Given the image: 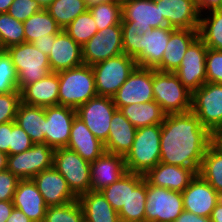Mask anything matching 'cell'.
I'll use <instances>...</instances> for the list:
<instances>
[{"label": "cell", "instance_id": "cell-29", "mask_svg": "<svg viewBox=\"0 0 222 222\" xmlns=\"http://www.w3.org/2000/svg\"><path fill=\"white\" fill-rule=\"evenodd\" d=\"M146 180L129 172V199L118 212L121 222H145Z\"/></svg>", "mask_w": 222, "mask_h": 222}, {"label": "cell", "instance_id": "cell-18", "mask_svg": "<svg viewBox=\"0 0 222 222\" xmlns=\"http://www.w3.org/2000/svg\"><path fill=\"white\" fill-rule=\"evenodd\" d=\"M185 211L209 218L212 210L222 198L199 174L182 191Z\"/></svg>", "mask_w": 222, "mask_h": 222}, {"label": "cell", "instance_id": "cell-38", "mask_svg": "<svg viewBox=\"0 0 222 222\" xmlns=\"http://www.w3.org/2000/svg\"><path fill=\"white\" fill-rule=\"evenodd\" d=\"M88 10L93 16L98 31L121 24L122 4L118 0L97 4L91 6Z\"/></svg>", "mask_w": 222, "mask_h": 222}, {"label": "cell", "instance_id": "cell-14", "mask_svg": "<svg viewBox=\"0 0 222 222\" xmlns=\"http://www.w3.org/2000/svg\"><path fill=\"white\" fill-rule=\"evenodd\" d=\"M120 54H123L121 24L98 31L82 46L83 63L90 66Z\"/></svg>", "mask_w": 222, "mask_h": 222}, {"label": "cell", "instance_id": "cell-42", "mask_svg": "<svg viewBox=\"0 0 222 222\" xmlns=\"http://www.w3.org/2000/svg\"><path fill=\"white\" fill-rule=\"evenodd\" d=\"M18 90V74L6 50H0V94Z\"/></svg>", "mask_w": 222, "mask_h": 222}, {"label": "cell", "instance_id": "cell-55", "mask_svg": "<svg viewBox=\"0 0 222 222\" xmlns=\"http://www.w3.org/2000/svg\"><path fill=\"white\" fill-rule=\"evenodd\" d=\"M211 222H222V198L216 204L210 215Z\"/></svg>", "mask_w": 222, "mask_h": 222}, {"label": "cell", "instance_id": "cell-3", "mask_svg": "<svg viewBox=\"0 0 222 222\" xmlns=\"http://www.w3.org/2000/svg\"><path fill=\"white\" fill-rule=\"evenodd\" d=\"M161 124L138 128L124 156L128 172L145 175L160 162Z\"/></svg>", "mask_w": 222, "mask_h": 222}, {"label": "cell", "instance_id": "cell-56", "mask_svg": "<svg viewBox=\"0 0 222 222\" xmlns=\"http://www.w3.org/2000/svg\"><path fill=\"white\" fill-rule=\"evenodd\" d=\"M8 155L0 151V171L7 169Z\"/></svg>", "mask_w": 222, "mask_h": 222}, {"label": "cell", "instance_id": "cell-33", "mask_svg": "<svg viewBox=\"0 0 222 222\" xmlns=\"http://www.w3.org/2000/svg\"><path fill=\"white\" fill-rule=\"evenodd\" d=\"M198 33L208 48L222 50V8L201 14Z\"/></svg>", "mask_w": 222, "mask_h": 222}, {"label": "cell", "instance_id": "cell-45", "mask_svg": "<svg viewBox=\"0 0 222 222\" xmlns=\"http://www.w3.org/2000/svg\"><path fill=\"white\" fill-rule=\"evenodd\" d=\"M42 10L43 8L36 0H14L7 13L24 22L30 16Z\"/></svg>", "mask_w": 222, "mask_h": 222}, {"label": "cell", "instance_id": "cell-15", "mask_svg": "<svg viewBox=\"0 0 222 222\" xmlns=\"http://www.w3.org/2000/svg\"><path fill=\"white\" fill-rule=\"evenodd\" d=\"M152 85L153 69L136 66L112 97L116 108L154 101Z\"/></svg>", "mask_w": 222, "mask_h": 222}, {"label": "cell", "instance_id": "cell-59", "mask_svg": "<svg viewBox=\"0 0 222 222\" xmlns=\"http://www.w3.org/2000/svg\"><path fill=\"white\" fill-rule=\"evenodd\" d=\"M43 9H46L54 0H36Z\"/></svg>", "mask_w": 222, "mask_h": 222}, {"label": "cell", "instance_id": "cell-25", "mask_svg": "<svg viewBox=\"0 0 222 222\" xmlns=\"http://www.w3.org/2000/svg\"><path fill=\"white\" fill-rule=\"evenodd\" d=\"M198 37V29L173 28L163 53L162 62L155 69L163 72H175L179 68L185 52Z\"/></svg>", "mask_w": 222, "mask_h": 222}, {"label": "cell", "instance_id": "cell-10", "mask_svg": "<svg viewBox=\"0 0 222 222\" xmlns=\"http://www.w3.org/2000/svg\"><path fill=\"white\" fill-rule=\"evenodd\" d=\"M122 4V31L145 33L149 29L168 26L154 0H125Z\"/></svg>", "mask_w": 222, "mask_h": 222}, {"label": "cell", "instance_id": "cell-9", "mask_svg": "<svg viewBox=\"0 0 222 222\" xmlns=\"http://www.w3.org/2000/svg\"><path fill=\"white\" fill-rule=\"evenodd\" d=\"M145 222H174L183 212L182 192L150 185L146 181Z\"/></svg>", "mask_w": 222, "mask_h": 222}, {"label": "cell", "instance_id": "cell-7", "mask_svg": "<svg viewBox=\"0 0 222 222\" xmlns=\"http://www.w3.org/2000/svg\"><path fill=\"white\" fill-rule=\"evenodd\" d=\"M136 66L135 59L124 53L93 65L97 95L112 98Z\"/></svg>", "mask_w": 222, "mask_h": 222}, {"label": "cell", "instance_id": "cell-22", "mask_svg": "<svg viewBox=\"0 0 222 222\" xmlns=\"http://www.w3.org/2000/svg\"><path fill=\"white\" fill-rule=\"evenodd\" d=\"M196 174L198 173L192 168L159 162L144 175V179L150 185L182 192Z\"/></svg>", "mask_w": 222, "mask_h": 222}, {"label": "cell", "instance_id": "cell-54", "mask_svg": "<svg viewBox=\"0 0 222 222\" xmlns=\"http://www.w3.org/2000/svg\"><path fill=\"white\" fill-rule=\"evenodd\" d=\"M6 222H33L21 210L13 208L11 215Z\"/></svg>", "mask_w": 222, "mask_h": 222}, {"label": "cell", "instance_id": "cell-30", "mask_svg": "<svg viewBox=\"0 0 222 222\" xmlns=\"http://www.w3.org/2000/svg\"><path fill=\"white\" fill-rule=\"evenodd\" d=\"M85 222H121L118 212L100 191H88L78 197Z\"/></svg>", "mask_w": 222, "mask_h": 222}, {"label": "cell", "instance_id": "cell-2", "mask_svg": "<svg viewBox=\"0 0 222 222\" xmlns=\"http://www.w3.org/2000/svg\"><path fill=\"white\" fill-rule=\"evenodd\" d=\"M172 29L165 26L145 33L122 31L123 53L134 58L137 66L155 69L162 62Z\"/></svg>", "mask_w": 222, "mask_h": 222}, {"label": "cell", "instance_id": "cell-49", "mask_svg": "<svg viewBox=\"0 0 222 222\" xmlns=\"http://www.w3.org/2000/svg\"><path fill=\"white\" fill-rule=\"evenodd\" d=\"M56 35L57 34H53V35L46 34L45 37L36 39L32 43L37 49H39L42 53L48 56L51 51V46L54 44Z\"/></svg>", "mask_w": 222, "mask_h": 222}, {"label": "cell", "instance_id": "cell-47", "mask_svg": "<svg viewBox=\"0 0 222 222\" xmlns=\"http://www.w3.org/2000/svg\"><path fill=\"white\" fill-rule=\"evenodd\" d=\"M19 181L8 169L0 171V201H13Z\"/></svg>", "mask_w": 222, "mask_h": 222}, {"label": "cell", "instance_id": "cell-52", "mask_svg": "<svg viewBox=\"0 0 222 222\" xmlns=\"http://www.w3.org/2000/svg\"><path fill=\"white\" fill-rule=\"evenodd\" d=\"M13 208V201H0V222L8 220Z\"/></svg>", "mask_w": 222, "mask_h": 222}, {"label": "cell", "instance_id": "cell-16", "mask_svg": "<svg viewBox=\"0 0 222 222\" xmlns=\"http://www.w3.org/2000/svg\"><path fill=\"white\" fill-rule=\"evenodd\" d=\"M208 47L198 37L187 49L179 68L174 72L192 93L207 82L205 59Z\"/></svg>", "mask_w": 222, "mask_h": 222}, {"label": "cell", "instance_id": "cell-1", "mask_svg": "<svg viewBox=\"0 0 222 222\" xmlns=\"http://www.w3.org/2000/svg\"><path fill=\"white\" fill-rule=\"evenodd\" d=\"M210 140L211 133L192 111L166 114L161 124L160 162L198 173Z\"/></svg>", "mask_w": 222, "mask_h": 222}, {"label": "cell", "instance_id": "cell-5", "mask_svg": "<svg viewBox=\"0 0 222 222\" xmlns=\"http://www.w3.org/2000/svg\"><path fill=\"white\" fill-rule=\"evenodd\" d=\"M154 101L166 114L185 113L192 109V92L174 74L153 69Z\"/></svg>", "mask_w": 222, "mask_h": 222}, {"label": "cell", "instance_id": "cell-36", "mask_svg": "<svg viewBox=\"0 0 222 222\" xmlns=\"http://www.w3.org/2000/svg\"><path fill=\"white\" fill-rule=\"evenodd\" d=\"M88 9L85 0H54L46 8L62 30Z\"/></svg>", "mask_w": 222, "mask_h": 222}, {"label": "cell", "instance_id": "cell-37", "mask_svg": "<svg viewBox=\"0 0 222 222\" xmlns=\"http://www.w3.org/2000/svg\"><path fill=\"white\" fill-rule=\"evenodd\" d=\"M25 42L24 24L6 13H0V50Z\"/></svg>", "mask_w": 222, "mask_h": 222}, {"label": "cell", "instance_id": "cell-4", "mask_svg": "<svg viewBox=\"0 0 222 222\" xmlns=\"http://www.w3.org/2000/svg\"><path fill=\"white\" fill-rule=\"evenodd\" d=\"M58 105L77 109L97 96L92 66L82 64L78 67L58 72Z\"/></svg>", "mask_w": 222, "mask_h": 222}, {"label": "cell", "instance_id": "cell-31", "mask_svg": "<svg viewBox=\"0 0 222 222\" xmlns=\"http://www.w3.org/2000/svg\"><path fill=\"white\" fill-rule=\"evenodd\" d=\"M45 107L20 103L15 122L33 143H45Z\"/></svg>", "mask_w": 222, "mask_h": 222}, {"label": "cell", "instance_id": "cell-48", "mask_svg": "<svg viewBox=\"0 0 222 222\" xmlns=\"http://www.w3.org/2000/svg\"><path fill=\"white\" fill-rule=\"evenodd\" d=\"M12 121L0 124V151L9 156Z\"/></svg>", "mask_w": 222, "mask_h": 222}, {"label": "cell", "instance_id": "cell-34", "mask_svg": "<svg viewBox=\"0 0 222 222\" xmlns=\"http://www.w3.org/2000/svg\"><path fill=\"white\" fill-rule=\"evenodd\" d=\"M23 24L25 42L29 43L62 30L46 9L33 14Z\"/></svg>", "mask_w": 222, "mask_h": 222}, {"label": "cell", "instance_id": "cell-21", "mask_svg": "<svg viewBox=\"0 0 222 222\" xmlns=\"http://www.w3.org/2000/svg\"><path fill=\"white\" fill-rule=\"evenodd\" d=\"M127 172L124 156L105 151L91 162V191H101Z\"/></svg>", "mask_w": 222, "mask_h": 222}, {"label": "cell", "instance_id": "cell-13", "mask_svg": "<svg viewBox=\"0 0 222 222\" xmlns=\"http://www.w3.org/2000/svg\"><path fill=\"white\" fill-rule=\"evenodd\" d=\"M116 110L117 108L111 97L97 95L78 107L76 116L85 123L97 139L105 143Z\"/></svg>", "mask_w": 222, "mask_h": 222}, {"label": "cell", "instance_id": "cell-50", "mask_svg": "<svg viewBox=\"0 0 222 222\" xmlns=\"http://www.w3.org/2000/svg\"><path fill=\"white\" fill-rule=\"evenodd\" d=\"M196 4L200 14L222 8V0H196Z\"/></svg>", "mask_w": 222, "mask_h": 222}, {"label": "cell", "instance_id": "cell-23", "mask_svg": "<svg viewBox=\"0 0 222 222\" xmlns=\"http://www.w3.org/2000/svg\"><path fill=\"white\" fill-rule=\"evenodd\" d=\"M48 59L51 71L55 73L84 64L82 47L64 30H61L55 36L54 44L51 46Z\"/></svg>", "mask_w": 222, "mask_h": 222}, {"label": "cell", "instance_id": "cell-57", "mask_svg": "<svg viewBox=\"0 0 222 222\" xmlns=\"http://www.w3.org/2000/svg\"><path fill=\"white\" fill-rule=\"evenodd\" d=\"M14 0H0V13H6Z\"/></svg>", "mask_w": 222, "mask_h": 222}, {"label": "cell", "instance_id": "cell-58", "mask_svg": "<svg viewBox=\"0 0 222 222\" xmlns=\"http://www.w3.org/2000/svg\"><path fill=\"white\" fill-rule=\"evenodd\" d=\"M111 1H114V0H85L88 8H90L91 6L97 5V4L111 2Z\"/></svg>", "mask_w": 222, "mask_h": 222}, {"label": "cell", "instance_id": "cell-20", "mask_svg": "<svg viewBox=\"0 0 222 222\" xmlns=\"http://www.w3.org/2000/svg\"><path fill=\"white\" fill-rule=\"evenodd\" d=\"M172 28L199 29L200 16L196 0H154Z\"/></svg>", "mask_w": 222, "mask_h": 222}, {"label": "cell", "instance_id": "cell-27", "mask_svg": "<svg viewBox=\"0 0 222 222\" xmlns=\"http://www.w3.org/2000/svg\"><path fill=\"white\" fill-rule=\"evenodd\" d=\"M20 93L21 102L27 105L41 107L58 105V73H49L44 78L25 86Z\"/></svg>", "mask_w": 222, "mask_h": 222}, {"label": "cell", "instance_id": "cell-24", "mask_svg": "<svg viewBox=\"0 0 222 222\" xmlns=\"http://www.w3.org/2000/svg\"><path fill=\"white\" fill-rule=\"evenodd\" d=\"M13 205L33 222H43L48 208L32 179H20L14 193Z\"/></svg>", "mask_w": 222, "mask_h": 222}, {"label": "cell", "instance_id": "cell-44", "mask_svg": "<svg viewBox=\"0 0 222 222\" xmlns=\"http://www.w3.org/2000/svg\"><path fill=\"white\" fill-rule=\"evenodd\" d=\"M205 66L207 82L222 84V50L208 48Z\"/></svg>", "mask_w": 222, "mask_h": 222}, {"label": "cell", "instance_id": "cell-53", "mask_svg": "<svg viewBox=\"0 0 222 222\" xmlns=\"http://www.w3.org/2000/svg\"><path fill=\"white\" fill-rule=\"evenodd\" d=\"M210 144L222 153V126L211 132Z\"/></svg>", "mask_w": 222, "mask_h": 222}, {"label": "cell", "instance_id": "cell-28", "mask_svg": "<svg viewBox=\"0 0 222 222\" xmlns=\"http://www.w3.org/2000/svg\"><path fill=\"white\" fill-rule=\"evenodd\" d=\"M105 151L125 156L131 149L137 128L117 109L110 123Z\"/></svg>", "mask_w": 222, "mask_h": 222}, {"label": "cell", "instance_id": "cell-51", "mask_svg": "<svg viewBox=\"0 0 222 222\" xmlns=\"http://www.w3.org/2000/svg\"><path fill=\"white\" fill-rule=\"evenodd\" d=\"M174 222H211L210 218L198 216L194 213L183 210Z\"/></svg>", "mask_w": 222, "mask_h": 222}, {"label": "cell", "instance_id": "cell-32", "mask_svg": "<svg viewBox=\"0 0 222 222\" xmlns=\"http://www.w3.org/2000/svg\"><path fill=\"white\" fill-rule=\"evenodd\" d=\"M120 111L137 129L162 124L166 116V113L156 101L140 104L133 103L122 107Z\"/></svg>", "mask_w": 222, "mask_h": 222}, {"label": "cell", "instance_id": "cell-26", "mask_svg": "<svg viewBox=\"0 0 222 222\" xmlns=\"http://www.w3.org/2000/svg\"><path fill=\"white\" fill-rule=\"evenodd\" d=\"M66 148L75 151L90 163L105 152L104 143L97 139L77 116L72 123L69 143Z\"/></svg>", "mask_w": 222, "mask_h": 222}, {"label": "cell", "instance_id": "cell-46", "mask_svg": "<svg viewBox=\"0 0 222 222\" xmlns=\"http://www.w3.org/2000/svg\"><path fill=\"white\" fill-rule=\"evenodd\" d=\"M33 146L28 134L15 121H12L9 156L24 152Z\"/></svg>", "mask_w": 222, "mask_h": 222}, {"label": "cell", "instance_id": "cell-39", "mask_svg": "<svg viewBox=\"0 0 222 222\" xmlns=\"http://www.w3.org/2000/svg\"><path fill=\"white\" fill-rule=\"evenodd\" d=\"M63 30L81 47L98 32L96 23L89 10L77 16Z\"/></svg>", "mask_w": 222, "mask_h": 222}, {"label": "cell", "instance_id": "cell-6", "mask_svg": "<svg viewBox=\"0 0 222 222\" xmlns=\"http://www.w3.org/2000/svg\"><path fill=\"white\" fill-rule=\"evenodd\" d=\"M10 55L18 74V90L51 73L48 56L33 43L23 42L5 49Z\"/></svg>", "mask_w": 222, "mask_h": 222}, {"label": "cell", "instance_id": "cell-43", "mask_svg": "<svg viewBox=\"0 0 222 222\" xmlns=\"http://www.w3.org/2000/svg\"><path fill=\"white\" fill-rule=\"evenodd\" d=\"M20 103V91L0 94V124L15 121Z\"/></svg>", "mask_w": 222, "mask_h": 222}, {"label": "cell", "instance_id": "cell-12", "mask_svg": "<svg viewBox=\"0 0 222 222\" xmlns=\"http://www.w3.org/2000/svg\"><path fill=\"white\" fill-rule=\"evenodd\" d=\"M54 151L46 143H33L30 149L8 156L7 169L19 179H32L53 166Z\"/></svg>", "mask_w": 222, "mask_h": 222}, {"label": "cell", "instance_id": "cell-11", "mask_svg": "<svg viewBox=\"0 0 222 222\" xmlns=\"http://www.w3.org/2000/svg\"><path fill=\"white\" fill-rule=\"evenodd\" d=\"M191 111L210 133L222 126V84L206 82L195 90Z\"/></svg>", "mask_w": 222, "mask_h": 222}, {"label": "cell", "instance_id": "cell-8", "mask_svg": "<svg viewBox=\"0 0 222 222\" xmlns=\"http://www.w3.org/2000/svg\"><path fill=\"white\" fill-rule=\"evenodd\" d=\"M53 167L65 178L77 197L91 190V163L75 151L66 147L55 149Z\"/></svg>", "mask_w": 222, "mask_h": 222}, {"label": "cell", "instance_id": "cell-41", "mask_svg": "<svg viewBox=\"0 0 222 222\" xmlns=\"http://www.w3.org/2000/svg\"><path fill=\"white\" fill-rule=\"evenodd\" d=\"M100 192L114 210L119 212L129 199V172Z\"/></svg>", "mask_w": 222, "mask_h": 222}, {"label": "cell", "instance_id": "cell-40", "mask_svg": "<svg viewBox=\"0 0 222 222\" xmlns=\"http://www.w3.org/2000/svg\"><path fill=\"white\" fill-rule=\"evenodd\" d=\"M84 215L78 200L64 205L48 206L43 222H83Z\"/></svg>", "mask_w": 222, "mask_h": 222}, {"label": "cell", "instance_id": "cell-17", "mask_svg": "<svg viewBox=\"0 0 222 222\" xmlns=\"http://www.w3.org/2000/svg\"><path fill=\"white\" fill-rule=\"evenodd\" d=\"M45 143L54 148L67 147L76 109L67 106L45 107Z\"/></svg>", "mask_w": 222, "mask_h": 222}, {"label": "cell", "instance_id": "cell-19", "mask_svg": "<svg viewBox=\"0 0 222 222\" xmlns=\"http://www.w3.org/2000/svg\"><path fill=\"white\" fill-rule=\"evenodd\" d=\"M47 206L64 205L78 200L65 178L52 166L32 178Z\"/></svg>", "mask_w": 222, "mask_h": 222}, {"label": "cell", "instance_id": "cell-35", "mask_svg": "<svg viewBox=\"0 0 222 222\" xmlns=\"http://www.w3.org/2000/svg\"><path fill=\"white\" fill-rule=\"evenodd\" d=\"M198 174L222 197V153L211 144L204 154Z\"/></svg>", "mask_w": 222, "mask_h": 222}]
</instances>
